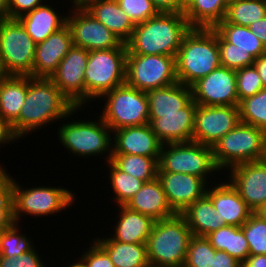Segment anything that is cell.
<instances>
[{
	"instance_id": "1",
	"label": "cell",
	"mask_w": 266,
	"mask_h": 267,
	"mask_svg": "<svg viewBox=\"0 0 266 267\" xmlns=\"http://www.w3.org/2000/svg\"><path fill=\"white\" fill-rule=\"evenodd\" d=\"M81 108L75 107L50 78L27 76V95L12 129L23 139L56 120L71 119Z\"/></svg>"
},
{
	"instance_id": "2",
	"label": "cell",
	"mask_w": 266,
	"mask_h": 267,
	"mask_svg": "<svg viewBox=\"0 0 266 267\" xmlns=\"http://www.w3.org/2000/svg\"><path fill=\"white\" fill-rule=\"evenodd\" d=\"M183 13H161L135 25L125 43L127 54L176 57L184 36L190 31Z\"/></svg>"
},
{
	"instance_id": "3",
	"label": "cell",
	"mask_w": 266,
	"mask_h": 267,
	"mask_svg": "<svg viewBox=\"0 0 266 267\" xmlns=\"http://www.w3.org/2000/svg\"><path fill=\"white\" fill-rule=\"evenodd\" d=\"M220 66L217 31L214 28H191L176 56L177 81L191 86Z\"/></svg>"
},
{
	"instance_id": "4",
	"label": "cell",
	"mask_w": 266,
	"mask_h": 267,
	"mask_svg": "<svg viewBox=\"0 0 266 267\" xmlns=\"http://www.w3.org/2000/svg\"><path fill=\"white\" fill-rule=\"evenodd\" d=\"M192 236L181 214L155 221L146 243L150 267H183Z\"/></svg>"
},
{
	"instance_id": "5",
	"label": "cell",
	"mask_w": 266,
	"mask_h": 267,
	"mask_svg": "<svg viewBox=\"0 0 266 267\" xmlns=\"http://www.w3.org/2000/svg\"><path fill=\"white\" fill-rule=\"evenodd\" d=\"M7 188L12 196L13 220L14 223L21 222V217L29 215L30 217H43L57 214L75 204V193L65 187H45L32 186L25 189L21 188L12 175H9Z\"/></svg>"
},
{
	"instance_id": "6",
	"label": "cell",
	"mask_w": 266,
	"mask_h": 267,
	"mask_svg": "<svg viewBox=\"0 0 266 267\" xmlns=\"http://www.w3.org/2000/svg\"><path fill=\"white\" fill-rule=\"evenodd\" d=\"M213 157L220 172L241 163L264 160L266 157V131L240 122L217 141Z\"/></svg>"
},
{
	"instance_id": "7",
	"label": "cell",
	"mask_w": 266,
	"mask_h": 267,
	"mask_svg": "<svg viewBox=\"0 0 266 267\" xmlns=\"http://www.w3.org/2000/svg\"><path fill=\"white\" fill-rule=\"evenodd\" d=\"M98 117L95 121L89 119H78L77 121L72 118L71 122L68 120L65 124L62 123L61 125L60 123L59 128H57V137L61 145L78 158L107 154L104 156L106 157L104 160L110 161L113 132L101 116Z\"/></svg>"
},
{
	"instance_id": "8",
	"label": "cell",
	"mask_w": 266,
	"mask_h": 267,
	"mask_svg": "<svg viewBox=\"0 0 266 267\" xmlns=\"http://www.w3.org/2000/svg\"><path fill=\"white\" fill-rule=\"evenodd\" d=\"M126 55L127 48L89 51L84 71L85 106L125 83Z\"/></svg>"
},
{
	"instance_id": "9",
	"label": "cell",
	"mask_w": 266,
	"mask_h": 267,
	"mask_svg": "<svg viewBox=\"0 0 266 267\" xmlns=\"http://www.w3.org/2000/svg\"><path fill=\"white\" fill-rule=\"evenodd\" d=\"M107 100L100 116L113 131L149 123V106L145 91L126 83L104 93L100 98Z\"/></svg>"
},
{
	"instance_id": "10",
	"label": "cell",
	"mask_w": 266,
	"mask_h": 267,
	"mask_svg": "<svg viewBox=\"0 0 266 267\" xmlns=\"http://www.w3.org/2000/svg\"><path fill=\"white\" fill-rule=\"evenodd\" d=\"M158 166V171L192 174L206 181L220 172L212 147L195 141L163 144Z\"/></svg>"
},
{
	"instance_id": "11",
	"label": "cell",
	"mask_w": 266,
	"mask_h": 267,
	"mask_svg": "<svg viewBox=\"0 0 266 267\" xmlns=\"http://www.w3.org/2000/svg\"><path fill=\"white\" fill-rule=\"evenodd\" d=\"M36 43L18 19L0 18V56L8 76H31Z\"/></svg>"
},
{
	"instance_id": "12",
	"label": "cell",
	"mask_w": 266,
	"mask_h": 267,
	"mask_svg": "<svg viewBox=\"0 0 266 267\" xmlns=\"http://www.w3.org/2000/svg\"><path fill=\"white\" fill-rule=\"evenodd\" d=\"M176 57L167 55H126L125 83L147 92L177 83Z\"/></svg>"
},
{
	"instance_id": "13",
	"label": "cell",
	"mask_w": 266,
	"mask_h": 267,
	"mask_svg": "<svg viewBox=\"0 0 266 267\" xmlns=\"http://www.w3.org/2000/svg\"><path fill=\"white\" fill-rule=\"evenodd\" d=\"M69 9L72 12L67 15V25L74 46L87 51L127 48L125 43L84 8L71 5Z\"/></svg>"
},
{
	"instance_id": "14",
	"label": "cell",
	"mask_w": 266,
	"mask_h": 267,
	"mask_svg": "<svg viewBox=\"0 0 266 267\" xmlns=\"http://www.w3.org/2000/svg\"><path fill=\"white\" fill-rule=\"evenodd\" d=\"M240 122L239 105L204 106L197 104L192 141L213 147Z\"/></svg>"
},
{
	"instance_id": "15",
	"label": "cell",
	"mask_w": 266,
	"mask_h": 267,
	"mask_svg": "<svg viewBox=\"0 0 266 267\" xmlns=\"http://www.w3.org/2000/svg\"><path fill=\"white\" fill-rule=\"evenodd\" d=\"M192 99L204 106L239 105L236 70L220 66L191 86Z\"/></svg>"
},
{
	"instance_id": "16",
	"label": "cell",
	"mask_w": 266,
	"mask_h": 267,
	"mask_svg": "<svg viewBox=\"0 0 266 267\" xmlns=\"http://www.w3.org/2000/svg\"><path fill=\"white\" fill-rule=\"evenodd\" d=\"M89 51L72 46L50 79L75 107L85 106V74Z\"/></svg>"
},
{
	"instance_id": "17",
	"label": "cell",
	"mask_w": 266,
	"mask_h": 267,
	"mask_svg": "<svg viewBox=\"0 0 266 267\" xmlns=\"http://www.w3.org/2000/svg\"><path fill=\"white\" fill-rule=\"evenodd\" d=\"M228 172V181L253 212L266 204V159L238 164Z\"/></svg>"
},
{
	"instance_id": "18",
	"label": "cell",
	"mask_w": 266,
	"mask_h": 267,
	"mask_svg": "<svg viewBox=\"0 0 266 267\" xmlns=\"http://www.w3.org/2000/svg\"><path fill=\"white\" fill-rule=\"evenodd\" d=\"M163 191L171 209L176 214H181L191 204L206 195L209 182L202 178L186 173H172L158 171Z\"/></svg>"
},
{
	"instance_id": "19",
	"label": "cell",
	"mask_w": 266,
	"mask_h": 267,
	"mask_svg": "<svg viewBox=\"0 0 266 267\" xmlns=\"http://www.w3.org/2000/svg\"><path fill=\"white\" fill-rule=\"evenodd\" d=\"M196 108L192 99L183 113L149 114V125L163 144L192 141Z\"/></svg>"
},
{
	"instance_id": "20",
	"label": "cell",
	"mask_w": 266,
	"mask_h": 267,
	"mask_svg": "<svg viewBox=\"0 0 266 267\" xmlns=\"http://www.w3.org/2000/svg\"><path fill=\"white\" fill-rule=\"evenodd\" d=\"M162 146L149 123L113 131L112 154L160 157Z\"/></svg>"
},
{
	"instance_id": "21",
	"label": "cell",
	"mask_w": 266,
	"mask_h": 267,
	"mask_svg": "<svg viewBox=\"0 0 266 267\" xmlns=\"http://www.w3.org/2000/svg\"><path fill=\"white\" fill-rule=\"evenodd\" d=\"M72 46V34L67 24L37 43L32 77L50 78Z\"/></svg>"
},
{
	"instance_id": "22",
	"label": "cell",
	"mask_w": 266,
	"mask_h": 267,
	"mask_svg": "<svg viewBox=\"0 0 266 267\" xmlns=\"http://www.w3.org/2000/svg\"><path fill=\"white\" fill-rule=\"evenodd\" d=\"M210 186L206 195L212 200L220 219L225 225L241 227L253 211L229 181Z\"/></svg>"
},
{
	"instance_id": "23",
	"label": "cell",
	"mask_w": 266,
	"mask_h": 267,
	"mask_svg": "<svg viewBox=\"0 0 266 267\" xmlns=\"http://www.w3.org/2000/svg\"><path fill=\"white\" fill-rule=\"evenodd\" d=\"M125 206L143 215L150 216L155 221L176 215L167 201L158 178L145 182Z\"/></svg>"
},
{
	"instance_id": "24",
	"label": "cell",
	"mask_w": 266,
	"mask_h": 267,
	"mask_svg": "<svg viewBox=\"0 0 266 267\" xmlns=\"http://www.w3.org/2000/svg\"><path fill=\"white\" fill-rule=\"evenodd\" d=\"M117 209L119 212L116 218L118 220L113 228L114 234L109 236L122 243L146 244L155 220L150 216L131 210L125 205L117 206Z\"/></svg>"
},
{
	"instance_id": "25",
	"label": "cell",
	"mask_w": 266,
	"mask_h": 267,
	"mask_svg": "<svg viewBox=\"0 0 266 267\" xmlns=\"http://www.w3.org/2000/svg\"><path fill=\"white\" fill-rule=\"evenodd\" d=\"M61 14L57 10L55 11L50 4L43 3L34 10L20 16L18 20L37 44L46 40L52 33L67 24V14L65 16H61Z\"/></svg>"
},
{
	"instance_id": "26",
	"label": "cell",
	"mask_w": 266,
	"mask_h": 267,
	"mask_svg": "<svg viewBox=\"0 0 266 267\" xmlns=\"http://www.w3.org/2000/svg\"><path fill=\"white\" fill-rule=\"evenodd\" d=\"M84 9L112 31L122 43L130 39L135 25L116 0L92 1Z\"/></svg>"
},
{
	"instance_id": "27",
	"label": "cell",
	"mask_w": 266,
	"mask_h": 267,
	"mask_svg": "<svg viewBox=\"0 0 266 267\" xmlns=\"http://www.w3.org/2000/svg\"><path fill=\"white\" fill-rule=\"evenodd\" d=\"M149 114L183 113V108L192 100V90L177 82L146 92Z\"/></svg>"
},
{
	"instance_id": "28",
	"label": "cell",
	"mask_w": 266,
	"mask_h": 267,
	"mask_svg": "<svg viewBox=\"0 0 266 267\" xmlns=\"http://www.w3.org/2000/svg\"><path fill=\"white\" fill-rule=\"evenodd\" d=\"M181 215L185 218L194 236L206 237L211 232L225 226L218 216L212 200L207 195L191 204Z\"/></svg>"
},
{
	"instance_id": "29",
	"label": "cell",
	"mask_w": 266,
	"mask_h": 267,
	"mask_svg": "<svg viewBox=\"0 0 266 267\" xmlns=\"http://www.w3.org/2000/svg\"><path fill=\"white\" fill-rule=\"evenodd\" d=\"M92 239L108 253L115 267H150L146 244L122 243L111 237Z\"/></svg>"
},
{
	"instance_id": "30",
	"label": "cell",
	"mask_w": 266,
	"mask_h": 267,
	"mask_svg": "<svg viewBox=\"0 0 266 267\" xmlns=\"http://www.w3.org/2000/svg\"><path fill=\"white\" fill-rule=\"evenodd\" d=\"M229 0H190L184 16L191 28H215L224 20Z\"/></svg>"
},
{
	"instance_id": "31",
	"label": "cell",
	"mask_w": 266,
	"mask_h": 267,
	"mask_svg": "<svg viewBox=\"0 0 266 267\" xmlns=\"http://www.w3.org/2000/svg\"><path fill=\"white\" fill-rule=\"evenodd\" d=\"M27 95V76L0 80V117L12 124L19 116Z\"/></svg>"
},
{
	"instance_id": "32",
	"label": "cell",
	"mask_w": 266,
	"mask_h": 267,
	"mask_svg": "<svg viewBox=\"0 0 266 267\" xmlns=\"http://www.w3.org/2000/svg\"><path fill=\"white\" fill-rule=\"evenodd\" d=\"M206 238L216 250L226 251L241 263L250 255L249 244L241 227L225 225Z\"/></svg>"
},
{
	"instance_id": "33",
	"label": "cell",
	"mask_w": 266,
	"mask_h": 267,
	"mask_svg": "<svg viewBox=\"0 0 266 267\" xmlns=\"http://www.w3.org/2000/svg\"><path fill=\"white\" fill-rule=\"evenodd\" d=\"M159 157L142 155L112 154L111 162L121 171L126 172L144 182L157 178Z\"/></svg>"
},
{
	"instance_id": "34",
	"label": "cell",
	"mask_w": 266,
	"mask_h": 267,
	"mask_svg": "<svg viewBox=\"0 0 266 267\" xmlns=\"http://www.w3.org/2000/svg\"><path fill=\"white\" fill-rule=\"evenodd\" d=\"M227 42L250 53L255 59L266 54V48L248 27L219 23L214 28Z\"/></svg>"
},
{
	"instance_id": "35",
	"label": "cell",
	"mask_w": 266,
	"mask_h": 267,
	"mask_svg": "<svg viewBox=\"0 0 266 267\" xmlns=\"http://www.w3.org/2000/svg\"><path fill=\"white\" fill-rule=\"evenodd\" d=\"M266 16V0H229L226 15L220 23L249 27Z\"/></svg>"
},
{
	"instance_id": "36",
	"label": "cell",
	"mask_w": 266,
	"mask_h": 267,
	"mask_svg": "<svg viewBox=\"0 0 266 267\" xmlns=\"http://www.w3.org/2000/svg\"><path fill=\"white\" fill-rule=\"evenodd\" d=\"M108 177L113 189V200L117 206L126 205L128 201L142 188L144 181L119 170L111 161H108Z\"/></svg>"
},
{
	"instance_id": "37",
	"label": "cell",
	"mask_w": 266,
	"mask_h": 267,
	"mask_svg": "<svg viewBox=\"0 0 266 267\" xmlns=\"http://www.w3.org/2000/svg\"><path fill=\"white\" fill-rule=\"evenodd\" d=\"M240 121L266 131V89L239 103Z\"/></svg>"
},
{
	"instance_id": "38",
	"label": "cell",
	"mask_w": 266,
	"mask_h": 267,
	"mask_svg": "<svg viewBox=\"0 0 266 267\" xmlns=\"http://www.w3.org/2000/svg\"><path fill=\"white\" fill-rule=\"evenodd\" d=\"M216 249L203 236H192L183 267H212Z\"/></svg>"
},
{
	"instance_id": "39",
	"label": "cell",
	"mask_w": 266,
	"mask_h": 267,
	"mask_svg": "<svg viewBox=\"0 0 266 267\" xmlns=\"http://www.w3.org/2000/svg\"><path fill=\"white\" fill-rule=\"evenodd\" d=\"M13 223L9 228L3 230L1 242V256L19 257L22 253L32 250L35 246L31 238L20 232L21 224ZM20 227V228H19ZM34 245V246H33Z\"/></svg>"
},
{
	"instance_id": "40",
	"label": "cell",
	"mask_w": 266,
	"mask_h": 267,
	"mask_svg": "<svg viewBox=\"0 0 266 267\" xmlns=\"http://www.w3.org/2000/svg\"><path fill=\"white\" fill-rule=\"evenodd\" d=\"M241 228L248 241L250 255H266V221L253 212Z\"/></svg>"
},
{
	"instance_id": "41",
	"label": "cell",
	"mask_w": 266,
	"mask_h": 267,
	"mask_svg": "<svg viewBox=\"0 0 266 267\" xmlns=\"http://www.w3.org/2000/svg\"><path fill=\"white\" fill-rule=\"evenodd\" d=\"M217 40L221 66L238 70L253 65L255 58L250 53L237 48L234 44H230L218 32Z\"/></svg>"
},
{
	"instance_id": "42",
	"label": "cell",
	"mask_w": 266,
	"mask_h": 267,
	"mask_svg": "<svg viewBox=\"0 0 266 267\" xmlns=\"http://www.w3.org/2000/svg\"><path fill=\"white\" fill-rule=\"evenodd\" d=\"M236 84L239 103L264 89L262 80L254 65L236 70Z\"/></svg>"
},
{
	"instance_id": "43",
	"label": "cell",
	"mask_w": 266,
	"mask_h": 267,
	"mask_svg": "<svg viewBox=\"0 0 266 267\" xmlns=\"http://www.w3.org/2000/svg\"><path fill=\"white\" fill-rule=\"evenodd\" d=\"M134 25L140 24L156 16L159 12L152 0H116Z\"/></svg>"
},
{
	"instance_id": "44",
	"label": "cell",
	"mask_w": 266,
	"mask_h": 267,
	"mask_svg": "<svg viewBox=\"0 0 266 267\" xmlns=\"http://www.w3.org/2000/svg\"><path fill=\"white\" fill-rule=\"evenodd\" d=\"M0 267H46L38 250L34 247L32 250L22 253L19 257H4L0 255Z\"/></svg>"
},
{
	"instance_id": "45",
	"label": "cell",
	"mask_w": 266,
	"mask_h": 267,
	"mask_svg": "<svg viewBox=\"0 0 266 267\" xmlns=\"http://www.w3.org/2000/svg\"><path fill=\"white\" fill-rule=\"evenodd\" d=\"M79 259L86 267H115L108 253L94 240Z\"/></svg>"
},
{
	"instance_id": "46",
	"label": "cell",
	"mask_w": 266,
	"mask_h": 267,
	"mask_svg": "<svg viewBox=\"0 0 266 267\" xmlns=\"http://www.w3.org/2000/svg\"><path fill=\"white\" fill-rule=\"evenodd\" d=\"M43 0H9L7 18L18 19L20 16L43 4Z\"/></svg>"
},
{
	"instance_id": "47",
	"label": "cell",
	"mask_w": 266,
	"mask_h": 267,
	"mask_svg": "<svg viewBox=\"0 0 266 267\" xmlns=\"http://www.w3.org/2000/svg\"><path fill=\"white\" fill-rule=\"evenodd\" d=\"M13 223L12 196L6 188L0 194V230L9 228Z\"/></svg>"
},
{
	"instance_id": "48",
	"label": "cell",
	"mask_w": 266,
	"mask_h": 267,
	"mask_svg": "<svg viewBox=\"0 0 266 267\" xmlns=\"http://www.w3.org/2000/svg\"><path fill=\"white\" fill-rule=\"evenodd\" d=\"M152 3L161 13H183L185 9L181 0H152Z\"/></svg>"
},
{
	"instance_id": "49",
	"label": "cell",
	"mask_w": 266,
	"mask_h": 267,
	"mask_svg": "<svg viewBox=\"0 0 266 267\" xmlns=\"http://www.w3.org/2000/svg\"><path fill=\"white\" fill-rule=\"evenodd\" d=\"M242 263L226 251L216 250L212 267H241Z\"/></svg>"
},
{
	"instance_id": "50",
	"label": "cell",
	"mask_w": 266,
	"mask_h": 267,
	"mask_svg": "<svg viewBox=\"0 0 266 267\" xmlns=\"http://www.w3.org/2000/svg\"><path fill=\"white\" fill-rule=\"evenodd\" d=\"M20 138L14 133L12 125L0 117V147L10 142L14 143Z\"/></svg>"
},
{
	"instance_id": "51",
	"label": "cell",
	"mask_w": 266,
	"mask_h": 267,
	"mask_svg": "<svg viewBox=\"0 0 266 267\" xmlns=\"http://www.w3.org/2000/svg\"><path fill=\"white\" fill-rule=\"evenodd\" d=\"M266 48V16L248 27Z\"/></svg>"
},
{
	"instance_id": "52",
	"label": "cell",
	"mask_w": 266,
	"mask_h": 267,
	"mask_svg": "<svg viewBox=\"0 0 266 267\" xmlns=\"http://www.w3.org/2000/svg\"><path fill=\"white\" fill-rule=\"evenodd\" d=\"M241 267H266V255H249Z\"/></svg>"
},
{
	"instance_id": "53",
	"label": "cell",
	"mask_w": 266,
	"mask_h": 267,
	"mask_svg": "<svg viewBox=\"0 0 266 267\" xmlns=\"http://www.w3.org/2000/svg\"><path fill=\"white\" fill-rule=\"evenodd\" d=\"M253 65L262 80L263 88L266 89V54L256 58Z\"/></svg>"
},
{
	"instance_id": "54",
	"label": "cell",
	"mask_w": 266,
	"mask_h": 267,
	"mask_svg": "<svg viewBox=\"0 0 266 267\" xmlns=\"http://www.w3.org/2000/svg\"><path fill=\"white\" fill-rule=\"evenodd\" d=\"M0 164V194L7 188V181L9 178V173L6 169V167H1ZM8 173V174H7Z\"/></svg>"
},
{
	"instance_id": "55",
	"label": "cell",
	"mask_w": 266,
	"mask_h": 267,
	"mask_svg": "<svg viewBox=\"0 0 266 267\" xmlns=\"http://www.w3.org/2000/svg\"><path fill=\"white\" fill-rule=\"evenodd\" d=\"M9 0H0V18H7Z\"/></svg>"
},
{
	"instance_id": "56",
	"label": "cell",
	"mask_w": 266,
	"mask_h": 267,
	"mask_svg": "<svg viewBox=\"0 0 266 267\" xmlns=\"http://www.w3.org/2000/svg\"><path fill=\"white\" fill-rule=\"evenodd\" d=\"M96 0H72L71 4L84 8L88 3Z\"/></svg>"
},
{
	"instance_id": "57",
	"label": "cell",
	"mask_w": 266,
	"mask_h": 267,
	"mask_svg": "<svg viewBox=\"0 0 266 267\" xmlns=\"http://www.w3.org/2000/svg\"><path fill=\"white\" fill-rule=\"evenodd\" d=\"M266 221V204H264L259 210L256 211Z\"/></svg>"
},
{
	"instance_id": "58",
	"label": "cell",
	"mask_w": 266,
	"mask_h": 267,
	"mask_svg": "<svg viewBox=\"0 0 266 267\" xmlns=\"http://www.w3.org/2000/svg\"><path fill=\"white\" fill-rule=\"evenodd\" d=\"M76 262L69 264V267H86L85 264L78 258L75 260Z\"/></svg>"
},
{
	"instance_id": "59",
	"label": "cell",
	"mask_w": 266,
	"mask_h": 267,
	"mask_svg": "<svg viewBox=\"0 0 266 267\" xmlns=\"http://www.w3.org/2000/svg\"><path fill=\"white\" fill-rule=\"evenodd\" d=\"M7 73L5 72L2 62H1V56H0V80L4 79L5 77H7Z\"/></svg>"
},
{
	"instance_id": "60",
	"label": "cell",
	"mask_w": 266,
	"mask_h": 267,
	"mask_svg": "<svg viewBox=\"0 0 266 267\" xmlns=\"http://www.w3.org/2000/svg\"><path fill=\"white\" fill-rule=\"evenodd\" d=\"M2 234H3V230H0V255L2 253V250H1Z\"/></svg>"
},
{
	"instance_id": "61",
	"label": "cell",
	"mask_w": 266,
	"mask_h": 267,
	"mask_svg": "<svg viewBox=\"0 0 266 267\" xmlns=\"http://www.w3.org/2000/svg\"><path fill=\"white\" fill-rule=\"evenodd\" d=\"M190 0H181V2L186 6Z\"/></svg>"
}]
</instances>
